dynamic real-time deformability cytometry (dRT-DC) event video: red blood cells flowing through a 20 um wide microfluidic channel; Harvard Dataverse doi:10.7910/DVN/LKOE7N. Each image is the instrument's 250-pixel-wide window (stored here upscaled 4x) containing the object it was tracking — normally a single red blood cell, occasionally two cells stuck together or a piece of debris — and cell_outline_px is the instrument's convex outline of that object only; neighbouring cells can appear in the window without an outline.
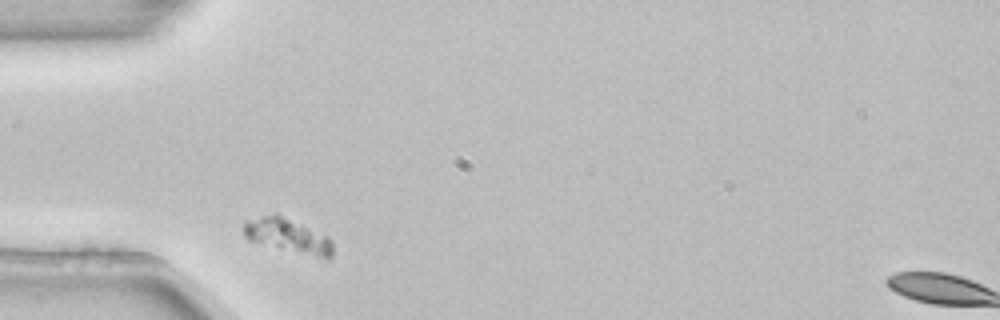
{"species": "common noctule bat (a hibernating species)", "species_latin": "Nyctalus noctula", "temperature_condition": "room temperature", "stored_images_in_passage": 7, "camera_frame_rate_fps": 3000, "um_per_image_px": 0.085, "animal": {"sex": "female", "body_mass_g": 22.7, "forearm_length_mm": 54.2}, "frame": {"image": 1, "passage_image": 1, "time_ms": 0.0, "image_size_px": [1000, 320], "cell_outline_px": [[332, 256], [328, 260], [248, 240], [244, 236], [244, 220], [276, 212], [328, 236], [332, 240]], "centroid_in_image_um": [24.47, 20.01], "position_along_channel_um": 60.5, "area_um2": 17.86}}
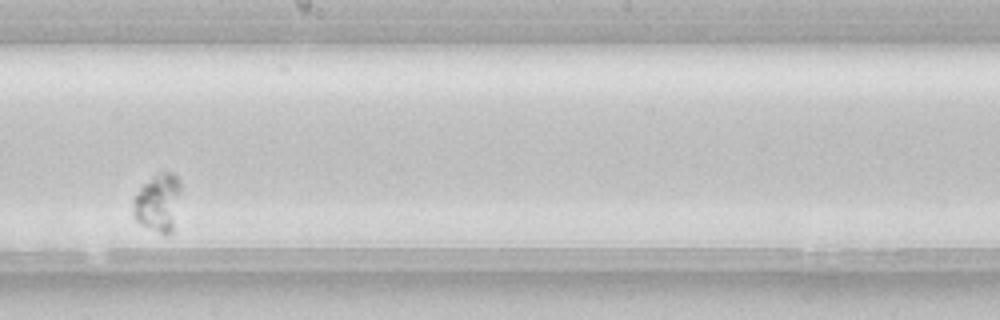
{"frame": {"image": 2, "passage_image": 5, "time_ms": 1.333, "image_size_px": [1000, 320], "cell_outline_px": [[180, 188], [172, 232], [168, 236], [136, 220], [132, 216], [132, 200], [140, 188], [152, 176], [164, 172], [172, 172], [180, 180]], "centroid_in_image_um": [13.4, 17.2], "position_along_channel_um": 234.8, "area_um2": 15.72}}
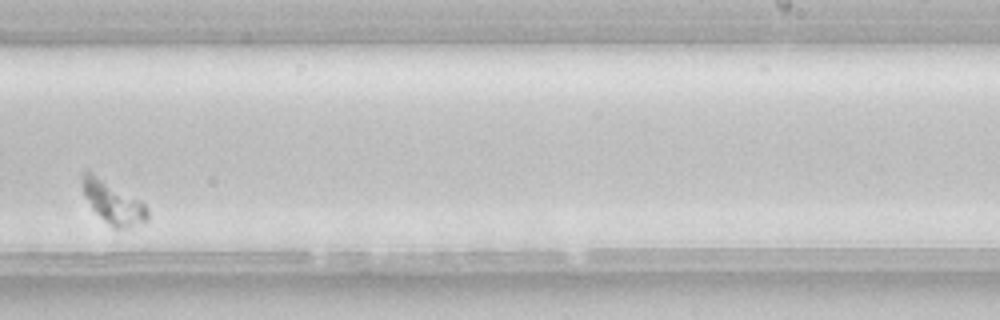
{"frame": {"image": 3, "passage_image": 6, "time_ms": 1.667, "image_size_px": [1000, 320], "cell_outline_px": [[148, 220], [120, 228], [112, 228], [92, 208], [84, 196], [84, 172], [92, 172], [140, 200], [148, 208]], "centroid_in_image_um": [9.63, 17.22], "position_along_channel_um": 279.4, "area_um2": 15.43}}